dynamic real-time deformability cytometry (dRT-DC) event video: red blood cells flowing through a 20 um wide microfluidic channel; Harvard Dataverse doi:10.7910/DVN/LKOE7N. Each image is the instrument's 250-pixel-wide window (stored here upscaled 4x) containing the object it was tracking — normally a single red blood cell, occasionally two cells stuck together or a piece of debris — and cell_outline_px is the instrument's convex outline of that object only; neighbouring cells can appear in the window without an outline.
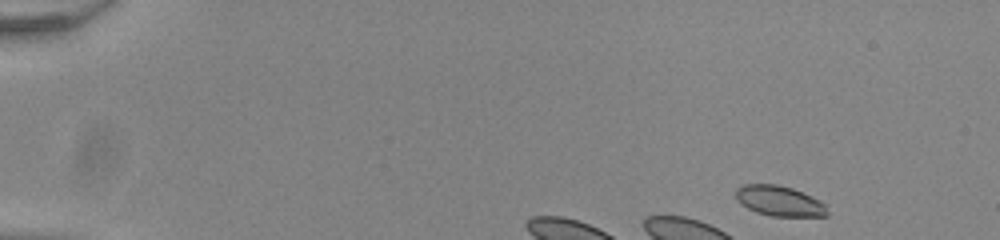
{"species": "common noctule bat (a hibernating species)", "species_latin": "Nyctalus noctula", "temperature_condition": "room temperature", "stored_images_in_passage": 6, "camera_frame_rate_fps": 3000, "um_per_image_px": 0.085, "animal": {"sex": "male", "body_mass_g": 20.0, "forearm_length_mm": 53.3}, "frame": {"image": 1, "passage_image": 1, "time_ms": 0.0, "image_size_px": [1000, 240], "cell_outline_px": [[828, 216], [772, 216], [756, 212], [740, 204], [736, 200], [736, 188], [744, 184], [776, 184], [792, 188], [812, 196], [828, 204]], "centroid_in_image_um": [66.28, 17.08], "position_along_channel_um": 18.7, "area_um2": 16.36}}